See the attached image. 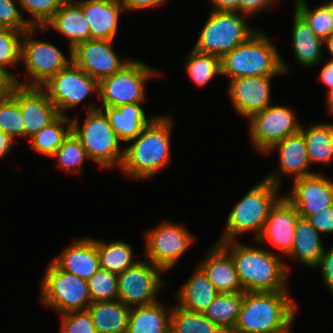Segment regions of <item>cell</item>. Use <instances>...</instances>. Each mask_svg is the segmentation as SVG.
<instances>
[{"instance_id": "6da1fadb", "label": "cell", "mask_w": 333, "mask_h": 333, "mask_svg": "<svg viewBox=\"0 0 333 333\" xmlns=\"http://www.w3.org/2000/svg\"><path fill=\"white\" fill-rule=\"evenodd\" d=\"M170 115L155 116L140 135L124 147L120 169L130 180L153 177L169 164L174 124Z\"/></svg>"}, {"instance_id": "7a4b0ae2", "label": "cell", "mask_w": 333, "mask_h": 333, "mask_svg": "<svg viewBox=\"0 0 333 333\" xmlns=\"http://www.w3.org/2000/svg\"><path fill=\"white\" fill-rule=\"evenodd\" d=\"M216 243L231 254L244 292L288 291L289 267L278 253L237 241Z\"/></svg>"}, {"instance_id": "3957f363", "label": "cell", "mask_w": 333, "mask_h": 333, "mask_svg": "<svg viewBox=\"0 0 333 333\" xmlns=\"http://www.w3.org/2000/svg\"><path fill=\"white\" fill-rule=\"evenodd\" d=\"M298 305L288 291L244 292L239 318L231 333H270L285 327Z\"/></svg>"}, {"instance_id": "277c9868", "label": "cell", "mask_w": 333, "mask_h": 333, "mask_svg": "<svg viewBox=\"0 0 333 333\" xmlns=\"http://www.w3.org/2000/svg\"><path fill=\"white\" fill-rule=\"evenodd\" d=\"M265 33L255 32L247 41L221 58V76L230 80L248 76H277L289 68Z\"/></svg>"}, {"instance_id": "5b68a950", "label": "cell", "mask_w": 333, "mask_h": 333, "mask_svg": "<svg viewBox=\"0 0 333 333\" xmlns=\"http://www.w3.org/2000/svg\"><path fill=\"white\" fill-rule=\"evenodd\" d=\"M279 188V185L266 179L251 188L229 212L225 231L216 242L236 241L237 236L252 232L256 241L264 229L271 207L281 197L277 194Z\"/></svg>"}, {"instance_id": "8992f818", "label": "cell", "mask_w": 333, "mask_h": 333, "mask_svg": "<svg viewBox=\"0 0 333 333\" xmlns=\"http://www.w3.org/2000/svg\"><path fill=\"white\" fill-rule=\"evenodd\" d=\"M86 109L82 127L78 118L72 119V132L82 143L91 162L102 168L120 169L124 158V148L120 146L121 140L101 107L89 103Z\"/></svg>"}, {"instance_id": "52a82bcc", "label": "cell", "mask_w": 333, "mask_h": 333, "mask_svg": "<svg viewBox=\"0 0 333 333\" xmlns=\"http://www.w3.org/2000/svg\"><path fill=\"white\" fill-rule=\"evenodd\" d=\"M247 18L235 11L211 10L193 49L222 58L257 32Z\"/></svg>"}, {"instance_id": "ba28073f", "label": "cell", "mask_w": 333, "mask_h": 333, "mask_svg": "<svg viewBox=\"0 0 333 333\" xmlns=\"http://www.w3.org/2000/svg\"><path fill=\"white\" fill-rule=\"evenodd\" d=\"M40 286L42 304L61 314L87 310L92 303L88 281L63 271L53 261L47 267Z\"/></svg>"}, {"instance_id": "9c48e42d", "label": "cell", "mask_w": 333, "mask_h": 333, "mask_svg": "<svg viewBox=\"0 0 333 333\" xmlns=\"http://www.w3.org/2000/svg\"><path fill=\"white\" fill-rule=\"evenodd\" d=\"M160 72L147 64L133 60L120 71L99 82V98L103 107H118L128 104H142L146 101L145 83Z\"/></svg>"}, {"instance_id": "30bf717a", "label": "cell", "mask_w": 333, "mask_h": 333, "mask_svg": "<svg viewBox=\"0 0 333 333\" xmlns=\"http://www.w3.org/2000/svg\"><path fill=\"white\" fill-rule=\"evenodd\" d=\"M37 31L46 33L43 27H31L23 34L21 61L30 82H18L19 85L41 87L72 62V57L68 59L55 45L32 38Z\"/></svg>"}, {"instance_id": "8fae6325", "label": "cell", "mask_w": 333, "mask_h": 333, "mask_svg": "<svg viewBox=\"0 0 333 333\" xmlns=\"http://www.w3.org/2000/svg\"><path fill=\"white\" fill-rule=\"evenodd\" d=\"M162 272L148 259L136 261L118 274V300L129 307L155 303L166 284L161 278Z\"/></svg>"}, {"instance_id": "7c38bea8", "label": "cell", "mask_w": 333, "mask_h": 333, "mask_svg": "<svg viewBox=\"0 0 333 333\" xmlns=\"http://www.w3.org/2000/svg\"><path fill=\"white\" fill-rule=\"evenodd\" d=\"M194 240L184 225L163 221L146 232L145 256L166 272L174 268Z\"/></svg>"}, {"instance_id": "4fadbf2b", "label": "cell", "mask_w": 333, "mask_h": 333, "mask_svg": "<svg viewBox=\"0 0 333 333\" xmlns=\"http://www.w3.org/2000/svg\"><path fill=\"white\" fill-rule=\"evenodd\" d=\"M295 111L286 106L270 105L249 119L253 147L265 154L273 145L301 131Z\"/></svg>"}, {"instance_id": "5bb4252c", "label": "cell", "mask_w": 333, "mask_h": 333, "mask_svg": "<svg viewBox=\"0 0 333 333\" xmlns=\"http://www.w3.org/2000/svg\"><path fill=\"white\" fill-rule=\"evenodd\" d=\"M41 87L47 92L58 113L62 115L77 107L90 93L99 95V82L73 62Z\"/></svg>"}, {"instance_id": "9a60e30c", "label": "cell", "mask_w": 333, "mask_h": 333, "mask_svg": "<svg viewBox=\"0 0 333 333\" xmlns=\"http://www.w3.org/2000/svg\"><path fill=\"white\" fill-rule=\"evenodd\" d=\"M112 40L89 39L72 49V62L98 82L120 71L131 59L116 54Z\"/></svg>"}, {"instance_id": "2e32d148", "label": "cell", "mask_w": 333, "mask_h": 333, "mask_svg": "<svg viewBox=\"0 0 333 333\" xmlns=\"http://www.w3.org/2000/svg\"><path fill=\"white\" fill-rule=\"evenodd\" d=\"M274 76H248L229 80L228 95L234 110L250 119L272 105L271 80Z\"/></svg>"}, {"instance_id": "e0dca14e", "label": "cell", "mask_w": 333, "mask_h": 333, "mask_svg": "<svg viewBox=\"0 0 333 333\" xmlns=\"http://www.w3.org/2000/svg\"><path fill=\"white\" fill-rule=\"evenodd\" d=\"M292 180V190L284 196L295 206L302 218L333 205V181L323 173Z\"/></svg>"}, {"instance_id": "ac0fdd59", "label": "cell", "mask_w": 333, "mask_h": 333, "mask_svg": "<svg viewBox=\"0 0 333 333\" xmlns=\"http://www.w3.org/2000/svg\"><path fill=\"white\" fill-rule=\"evenodd\" d=\"M13 97L20 105L24 117V137L29 139L60 115L42 87L18 85Z\"/></svg>"}, {"instance_id": "d6986e66", "label": "cell", "mask_w": 333, "mask_h": 333, "mask_svg": "<svg viewBox=\"0 0 333 333\" xmlns=\"http://www.w3.org/2000/svg\"><path fill=\"white\" fill-rule=\"evenodd\" d=\"M300 217L295 206L281 195L271 207L264 229L255 241L256 244L268 241L282 252L281 254L287 256L291 252L297 221Z\"/></svg>"}, {"instance_id": "ffe728a7", "label": "cell", "mask_w": 333, "mask_h": 333, "mask_svg": "<svg viewBox=\"0 0 333 333\" xmlns=\"http://www.w3.org/2000/svg\"><path fill=\"white\" fill-rule=\"evenodd\" d=\"M279 151L280 166L267 174L264 178L273 184L281 185L282 175L291 176L292 179L310 176L316 172H311L308 157L307 145L301 132L288 136L282 141L273 145L265 155L271 154L274 150Z\"/></svg>"}, {"instance_id": "44dd1931", "label": "cell", "mask_w": 333, "mask_h": 333, "mask_svg": "<svg viewBox=\"0 0 333 333\" xmlns=\"http://www.w3.org/2000/svg\"><path fill=\"white\" fill-rule=\"evenodd\" d=\"M199 266L207 274L219 293L244 291L237 274L231 254L219 243H214Z\"/></svg>"}, {"instance_id": "7402d4cb", "label": "cell", "mask_w": 333, "mask_h": 333, "mask_svg": "<svg viewBox=\"0 0 333 333\" xmlns=\"http://www.w3.org/2000/svg\"><path fill=\"white\" fill-rule=\"evenodd\" d=\"M77 3L89 22L90 39L114 41L119 15L125 11L120 0H78Z\"/></svg>"}, {"instance_id": "603a6c76", "label": "cell", "mask_w": 333, "mask_h": 333, "mask_svg": "<svg viewBox=\"0 0 333 333\" xmlns=\"http://www.w3.org/2000/svg\"><path fill=\"white\" fill-rule=\"evenodd\" d=\"M53 262L63 271L88 280L100 268L95 239L86 236L73 241Z\"/></svg>"}, {"instance_id": "cb8c5ba5", "label": "cell", "mask_w": 333, "mask_h": 333, "mask_svg": "<svg viewBox=\"0 0 333 333\" xmlns=\"http://www.w3.org/2000/svg\"><path fill=\"white\" fill-rule=\"evenodd\" d=\"M49 27L68 38L70 57H72V49L76 45L90 39L89 22L85 18L81 6L73 0H66L43 26L45 30H48Z\"/></svg>"}, {"instance_id": "d4e9b609", "label": "cell", "mask_w": 333, "mask_h": 333, "mask_svg": "<svg viewBox=\"0 0 333 333\" xmlns=\"http://www.w3.org/2000/svg\"><path fill=\"white\" fill-rule=\"evenodd\" d=\"M193 271L176 294L177 305L189 311L203 313L219 292L199 265Z\"/></svg>"}, {"instance_id": "484cf974", "label": "cell", "mask_w": 333, "mask_h": 333, "mask_svg": "<svg viewBox=\"0 0 333 333\" xmlns=\"http://www.w3.org/2000/svg\"><path fill=\"white\" fill-rule=\"evenodd\" d=\"M111 127L125 143L137 138L143 129L155 118H147L141 104L134 103L118 107H103Z\"/></svg>"}, {"instance_id": "4316f807", "label": "cell", "mask_w": 333, "mask_h": 333, "mask_svg": "<svg viewBox=\"0 0 333 333\" xmlns=\"http://www.w3.org/2000/svg\"><path fill=\"white\" fill-rule=\"evenodd\" d=\"M293 20L292 47L296 61L304 67L318 66L324 57V41L296 11Z\"/></svg>"}, {"instance_id": "83f0119b", "label": "cell", "mask_w": 333, "mask_h": 333, "mask_svg": "<svg viewBox=\"0 0 333 333\" xmlns=\"http://www.w3.org/2000/svg\"><path fill=\"white\" fill-rule=\"evenodd\" d=\"M320 235L306 218L300 217L297 221L291 252L286 257L299 260L307 268L314 269L325 250Z\"/></svg>"}, {"instance_id": "f1b7e54d", "label": "cell", "mask_w": 333, "mask_h": 333, "mask_svg": "<svg viewBox=\"0 0 333 333\" xmlns=\"http://www.w3.org/2000/svg\"><path fill=\"white\" fill-rule=\"evenodd\" d=\"M171 312L159 300L131 307L126 333H170Z\"/></svg>"}, {"instance_id": "f546056e", "label": "cell", "mask_w": 333, "mask_h": 333, "mask_svg": "<svg viewBox=\"0 0 333 333\" xmlns=\"http://www.w3.org/2000/svg\"><path fill=\"white\" fill-rule=\"evenodd\" d=\"M87 310L97 333H126L131 307L120 300L92 302Z\"/></svg>"}, {"instance_id": "4dcf8cb0", "label": "cell", "mask_w": 333, "mask_h": 333, "mask_svg": "<svg viewBox=\"0 0 333 333\" xmlns=\"http://www.w3.org/2000/svg\"><path fill=\"white\" fill-rule=\"evenodd\" d=\"M305 139L310 164H329L333 160V123L312 124L300 131Z\"/></svg>"}, {"instance_id": "1f68e13d", "label": "cell", "mask_w": 333, "mask_h": 333, "mask_svg": "<svg viewBox=\"0 0 333 333\" xmlns=\"http://www.w3.org/2000/svg\"><path fill=\"white\" fill-rule=\"evenodd\" d=\"M243 298L244 291L219 293L203 313L226 333H231L237 324Z\"/></svg>"}, {"instance_id": "d6a6232c", "label": "cell", "mask_w": 333, "mask_h": 333, "mask_svg": "<svg viewBox=\"0 0 333 333\" xmlns=\"http://www.w3.org/2000/svg\"><path fill=\"white\" fill-rule=\"evenodd\" d=\"M72 132V119L60 114L53 122L30 138L31 148L52 157Z\"/></svg>"}, {"instance_id": "836d02e7", "label": "cell", "mask_w": 333, "mask_h": 333, "mask_svg": "<svg viewBox=\"0 0 333 333\" xmlns=\"http://www.w3.org/2000/svg\"><path fill=\"white\" fill-rule=\"evenodd\" d=\"M100 258V268L116 274L122 273L133 265L137 259H133L132 246L121 240H113L109 243L95 240Z\"/></svg>"}, {"instance_id": "e575fe53", "label": "cell", "mask_w": 333, "mask_h": 333, "mask_svg": "<svg viewBox=\"0 0 333 333\" xmlns=\"http://www.w3.org/2000/svg\"><path fill=\"white\" fill-rule=\"evenodd\" d=\"M170 333H226L204 313L186 310L177 304L172 306Z\"/></svg>"}, {"instance_id": "d590c367", "label": "cell", "mask_w": 333, "mask_h": 333, "mask_svg": "<svg viewBox=\"0 0 333 333\" xmlns=\"http://www.w3.org/2000/svg\"><path fill=\"white\" fill-rule=\"evenodd\" d=\"M295 11L325 41L333 33V0L310 9L307 0H295Z\"/></svg>"}, {"instance_id": "8d00e7d4", "label": "cell", "mask_w": 333, "mask_h": 333, "mask_svg": "<svg viewBox=\"0 0 333 333\" xmlns=\"http://www.w3.org/2000/svg\"><path fill=\"white\" fill-rule=\"evenodd\" d=\"M185 58L187 73L198 87H204L213 77L221 75V58L216 55L200 53L192 49Z\"/></svg>"}, {"instance_id": "74e56055", "label": "cell", "mask_w": 333, "mask_h": 333, "mask_svg": "<svg viewBox=\"0 0 333 333\" xmlns=\"http://www.w3.org/2000/svg\"><path fill=\"white\" fill-rule=\"evenodd\" d=\"M52 157L57 158L60 169L67 173H81L85 161H90L80 140L71 132Z\"/></svg>"}, {"instance_id": "f35d334b", "label": "cell", "mask_w": 333, "mask_h": 333, "mask_svg": "<svg viewBox=\"0 0 333 333\" xmlns=\"http://www.w3.org/2000/svg\"><path fill=\"white\" fill-rule=\"evenodd\" d=\"M87 281L92 302L118 299V274L99 268Z\"/></svg>"}, {"instance_id": "ab89813d", "label": "cell", "mask_w": 333, "mask_h": 333, "mask_svg": "<svg viewBox=\"0 0 333 333\" xmlns=\"http://www.w3.org/2000/svg\"><path fill=\"white\" fill-rule=\"evenodd\" d=\"M0 131L15 142V137H24V117L20 105L12 96L0 101Z\"/></svg>"}, {"instance_id": "60d3db41", "label": "cell", "mask_w": 333, "mask_h": 333, "mask_svg": "<svg viewBox=\"0 0 333 333\" xmlns=\"http://www.w3.org/2000/svg\"><path fill=\"white\" fill-rule=\"evenodd\" d=\"M20 9L31 14L27 20L31 27H43L66 0H17Z\"/></svg>"}, {"instance_id": "b9f144b4", "label": "cell", "mask_w": 333, "mask_h": 333, "mask_svg": "<svg viewBox=\"0 0 333 333\" xmlns=\"http://www.w3.org/2000/svg\"><path fill=\"white\" fill-rule=\"evenodd\" d=\"M23 32L5 28L0 32V68L17 66L21 61V42Z\"/></svg>"}, {"instance_id": "7bdbcfd3", "label": "cell", "mask_w": 333, "mask_h": 333, "mask_svg": "<svg viewBox=\"0 0 333 333\" xmlns=\"http://www.w3.org/2000/svg\"><path fill=\"white\" fill-rule=\"evenodd\" d=\"M61 333H97L88 310L61 314Z\"/></svg>"}, {"instance_id": "ee69618b", "label": "cell", "mask_w": 333, "mask_h": 333, "mask_svg": "<svg viewBox=\"0 0 333 333\" xmlns=\"http://www.w3.org/2000/svg\"><path fill=\"white\" fill-rule=\"evenodd\" d=\"M16 5L20 7L17 0H0V24L5 28L15 29L24 33L31 26L27 19L23 18L20 12L21 9Z\"/></svg>"}, {"instance_id": "f6af8a7d", "label": "cell", "mask_w": 333, "mask_h": 333, "mask_svg": "<svg viewBox=\"0 0 333 333\" xmlns=\"http://www.w3.org/2000/svg\"><path fill=\"white\" fill-rule=\"evenodd\" d=\"M306 219L320 234H333V205L308 215Z\"/></svg>"}, {"instance_id": "bcb514c9", "label": "cell", "mask_w": 333, "mask_h": 333, "mask_svg": "<svg viewBox=\"0 0 333 333\" xmlns=\"http://www.w3.org/2000/svg\"><path fill=\"white\" fill-rule=\"evenodd\" d=\"M319 267L325 286L333 293V246L329 250H324V255L315 266V268Z\"/></svg>"}, {"instance_id": "7dc6e473", "label": "cell", "mask_w": 333, "mask_h": 333, "mask_svg": "<svg viewBox=\"0 0 333 333\" xmlns=\"http://www.w3.org/2000/svg\"><path fill=\"white\" fill-rule=\"evenodd\" d=\"M17 77L7 69L0 68V101L13 96L15 88L19 85Z\"/></svg>"}, {"instance_id": "c3c4849f", "label": "cell", "mask_w": 333, "mask_h": 333, "mask_svg": "<svg viewBox=\"0 0 333 333\" xmlns=\"http://www.w3.org/2000/svg\"><path fill=\"white\" fill-rule=\"evenodd\" d=\"M279 2V0H241L240 1V13L247 17L257 14L264 9H269Z\"/></svg>"}, {"instance_id": "681fc988", "label": "cell", "mask_w": 333, "mask_h": 333, "mask_svg": "<svg viewBox=\"0 0 333 333\" xmlns=\"http://www.w3.org/2000/svg\"><path fill=\"white\" fill-rule=\"evenodd\" d=\"M167 0H120L123 8L126 11H137L141 9L159 7Z\"/></svg>"}, {"instance_id": "f907efd6", "label": "cell", "mask_w": 333, "mask_h": 333, "mask_svg": "<svg viewBox=\"0 0 333 333\" xmlns=\"http://www.w3.org/2000/svg\"><path fill=\"white\" fill-rule=\"evenodd\" d=\"M213 4L211 10L215 11H235L240 13L241 0H210Z\"/></svg>"}, {"instance_id": "816d5d0a", "label": "cell", "mask_w": 333, "mask_h": 333, "mask_svg": "<svg viewBox=\"0 0 333 333\" xmlns=\"http://www.w3.org/2000/svg\"><path fill=\"white\" fill-rule=\"evenodd\" d=\"M320 81L327 87V91L333 88V61L329 60L322 67L318 75Z\"/></svg>"}, {"instance_id": "f5cc1de1", "label": "cell", "mask_w": 333, "mask_h": 333, "mask_svg": "<svg viewBox=\"0 0 333 333\" xmlns=\"http://www.w3.org/2000/svg\"><path fill=\"white\" fill-rule=\"evenodd\" d=\"M13 142L14 141L8 135L0 131V159L11 150Z\"/></svg>"}, {"instance_id": "db71d44e", "label": "cell", "mask_w": 333, "mask_h": 333, "mask_svg": "<svg viewBox=\"0 0 333 333\" xmlns=\"http://www.w3.org/2000/svg\"><path fill=\"white\" fill-rule=\"evenodd\" d=\"M326 103H327V111L331 114H333V88L328 90L327 93H326Z\"/></svg>"}, {"instance_id": "11a10c76", "label": "cell", "mask_w": 333, "mask_h": 333, "mask_svg": "<svg viewBox=\"0 0 333 333\" xmlns=\"http://www.w3.org/2000/svg\"><path fill=\"white\" fill-rule=\"evenodd\" d=\"M326 50L333 57V33L324 41ZM333 61V58L331 59Z\"/></svg>"}, {"instance_id": "9f6ffc18", "label": "cell", "mask_w": 333, "mask_h": 333, "mask_svg": "<svg viewBox=\"0 0 333 333\" xmlns=\"http://www.w3.org/2000/svg\"><path fill=\"white\" fill-rule=\"evenodd\" d=\"M295 317L283 328L277 330V331H274V332H270V333H291V324L292 322L294 321Z\"/></svg>"}, {"instance_id": "6f0895ef", "label": "cell", "mask_w": 333, "mask_h": 333, "mask_svg": "<svg viewBox=\"0 0 333 333\" xmlns=\"http://www.w3.org/2000/svg\"><path fill=\"white\" fill-rule=\"evenodd\" d=\"M4 29H5V27H4L3 25L0 24V32H1L2 30H4Z\"/></svg>"}]
</instances>
